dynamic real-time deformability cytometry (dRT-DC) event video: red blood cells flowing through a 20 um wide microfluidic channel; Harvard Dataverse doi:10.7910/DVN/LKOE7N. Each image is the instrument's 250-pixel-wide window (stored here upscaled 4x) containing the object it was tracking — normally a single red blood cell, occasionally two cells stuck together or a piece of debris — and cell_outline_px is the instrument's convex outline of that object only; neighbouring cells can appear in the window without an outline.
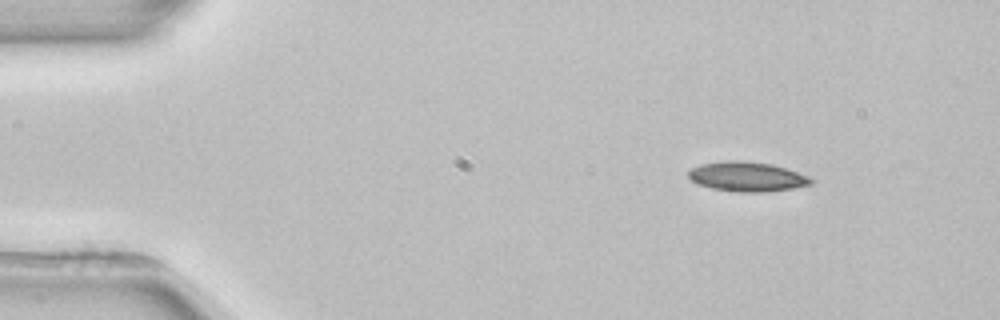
{"species": "common noctule bat (a hibernating species)", "species_latin": "Nyctalus noctula", "temperature_condition": "room temperature", "stored_images_in_passage": 3, "camera_frame_rate_fps": 3000, "um_per_image_px": 0.085, "animal": {"sex": "female", "body_mass_g": 22.7, "forearm_length_mm": 54.2}, "frame": {"image": 1, "passage_image": 1, "time_ms": 0.0, "image_size_px": [1000, 320], "cell_outline_px": [[816, 180], [812, 184], [792, 188], [768, 192], [736, 192], [712, 188], [700, 184], [692, 180], [688, 176], [688, 172], [692, 168], [700, 164], [724, 160], [740, 160], [772, 164], [808, 176]], "centroid_in_image_um": [63.51, 15.01], "position_along_channel_um": 21.5, "area_um2": 21.15}}
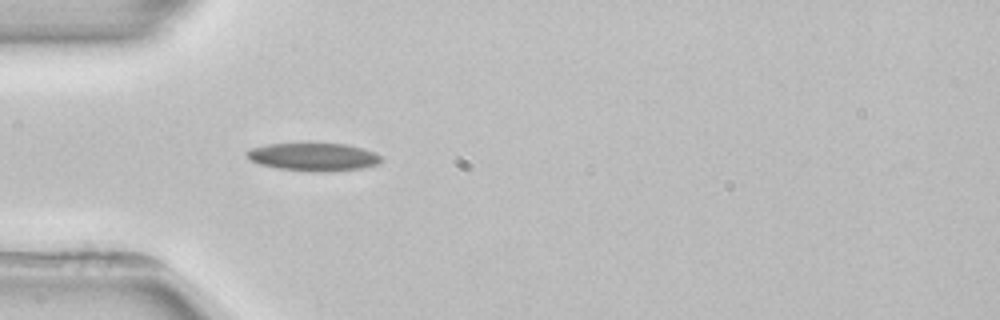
{"frame": {"image": 2, "passage_image": 3, "time_ms": 3.0, "image_size_px": [1000, 320], "cell_outline_px": [[384, 160], [376, 164], [360, 168], [320, 172], [280, 168], [260, 164], [252, 160], [244, 152], [248, 148], [268, 144], [344, 144], [360, 148], [372, 152], [380, 156]], "centroid_in_image_um": [26.61, 13.33], "position_along_channel_um": 58.4, "area_um2": 21.33}}